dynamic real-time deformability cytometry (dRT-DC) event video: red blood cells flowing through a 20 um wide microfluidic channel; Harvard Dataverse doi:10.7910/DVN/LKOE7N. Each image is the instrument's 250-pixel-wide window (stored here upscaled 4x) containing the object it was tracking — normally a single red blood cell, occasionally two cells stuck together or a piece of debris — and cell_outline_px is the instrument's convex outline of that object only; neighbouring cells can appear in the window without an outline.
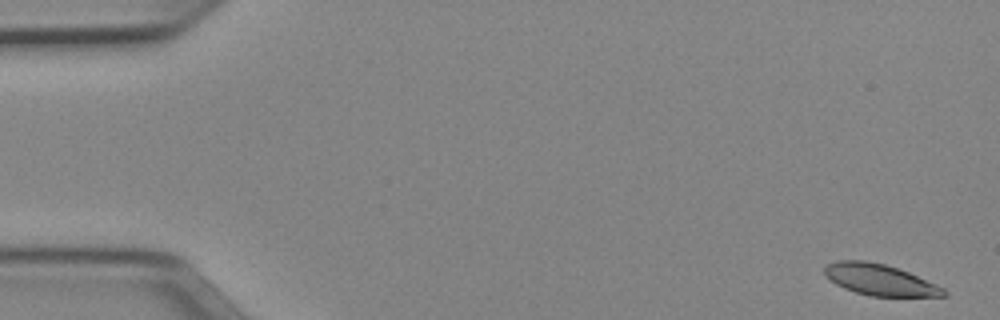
{"species": "Egyptian fruit bat (a non-hibernating species)", "species_latin": "Rousettus aegyptiacus", "temperature_condition": "cold", "stored_images_in_passage": 52, "camera_frame_rate_fps": 3000, "um_per_image_px": 0.085, "animal": {"sex": "female"}, "frame": {"image": 1, "passage_image": 2, "time_ms": 0.333, "image_size_px": [1000, 320], "cell_outline_px": [[948, 296], [868, 296], [844, 288], [836, 284], [824, 276], [824, 268], [828, 264], [836, 260], [864, 260], [884, 264], [908, 272], [936, 284], [944, 288], [948, 292]], "centroid_in_image_um": [74.76, 23.78], "position_along_channel_um": 10.2, "area_um2": 21.62}}
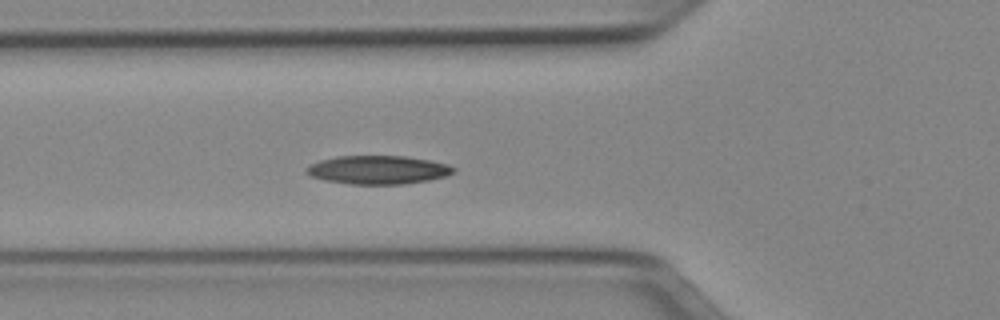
{"frame": {"image": 2, "passage_image": 19, "time_ms": 6.0, "image_size_px": [1000, 320], "cell_outline_px": [[456, 172], [448, 176], [428, 180], [404, 184], [348, 184], [324, 180], [312, 176], [304, 172], [304, 168], [320, 160], [336, 156], [404, 156], [428, 160], [448, 164], [456, 168]], "centroid_in_image_um": [32.14, 14.44], "position_along_channel_um": 93.7, "area_um2": 24.57}}
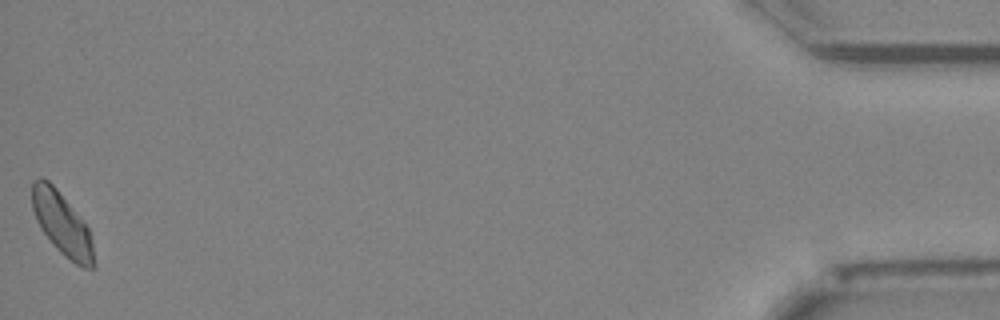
{"frame": {"image": 3, "passage_image": 52, "time_ms": 17.0, "image_size_px": [1000, 320], "cell_outline_px": [[96, 264], [92, 268], [84, 268], [76, 264], [64, 256], [56, 248], [40, 228], [36, 220], [32, 208], [32, 180], [40, 176], [48, 180], [56, 188], [88, 228], [92, 244]], "centroid_in_image_um": [5.25, 19.03], "position_along_channel_um": 430.0, "area_um2": 22.37}, "authors_computed_cell_mechanics": {"area_um2": 22.9177, "velocity_mm_per_s": 3.9181, "shape_relaxation_time_tau1_ms": 4.059, "shape_relaxation_time_tau2_ms": null, "deformation_change_tau1": 0.1022, "deformation_change_tau2": null}}